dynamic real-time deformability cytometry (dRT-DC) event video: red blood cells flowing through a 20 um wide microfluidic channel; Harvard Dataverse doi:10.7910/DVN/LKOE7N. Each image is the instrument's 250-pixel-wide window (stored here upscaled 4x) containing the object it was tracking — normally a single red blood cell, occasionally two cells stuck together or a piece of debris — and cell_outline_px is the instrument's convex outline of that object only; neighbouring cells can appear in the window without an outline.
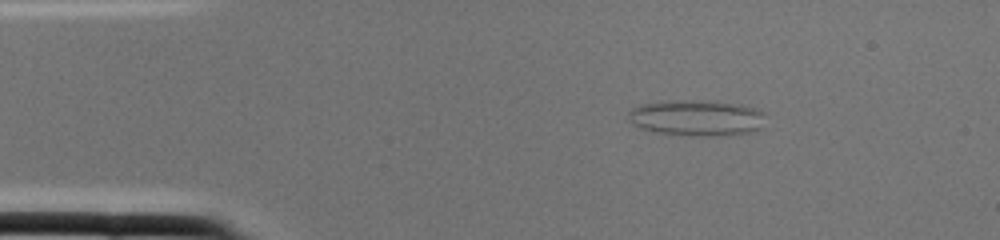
{"species": "common noctule bat (a hibernating species)", "species_latin": "Nyctalus noctula", "temperature_condition": "cold", "stored_images_in_passage": 1, "camera_frame_rate_fps": 3000, "um_per_image_px": 0.085, "animal": {"sex": "female", "body_mass_g": 22.0, "forearm_length_mm": 56.7}, "frame": {"image": 1, "passage_image": 1, "time_ms": 0.0, "image_size_px": [1000, 240], "cell_outline_px": [[764, 128], [752, 132], [716, 136], [688, 136], [656, 132], [632, 124], [628, 116], [628, 112], [632, 108], [640, 104], [676, 100], [716, 100], [740, 104], [756, 108], [764, 112]], "centroid_in_image_um": [59.28, 10.01], "position_along_channel_um": 25.7, "area_um2": 29.25}}